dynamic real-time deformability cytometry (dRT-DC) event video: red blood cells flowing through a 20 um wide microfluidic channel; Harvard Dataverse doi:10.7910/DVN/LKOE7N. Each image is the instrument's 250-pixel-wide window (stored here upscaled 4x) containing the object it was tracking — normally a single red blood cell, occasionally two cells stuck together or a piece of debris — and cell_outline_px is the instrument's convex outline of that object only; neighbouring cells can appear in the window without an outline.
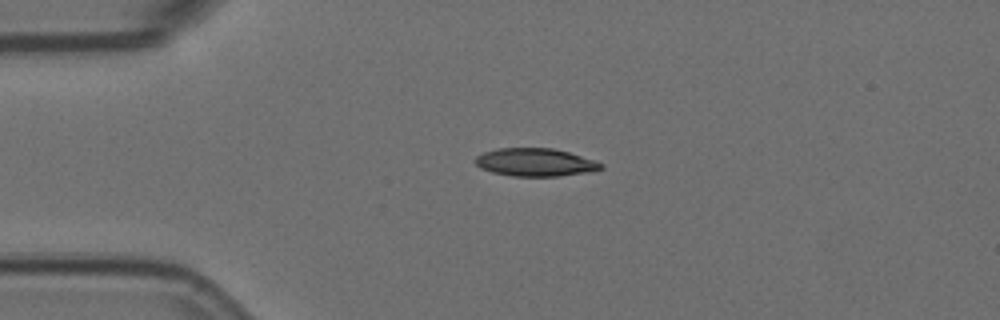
{"species": "Egyptian fruit bat (a non-hibernating species)", "species_latin": "Rousettus aegyptiacus", "temperature_condition": "room temperature", "stored_images_in_passage": 44, "camera_frame_rate_fps": 3000, "um_per_image_px": 0.085, "animal": {"sex": "female"}, "frame": {"image": 1, "passage_image": 1, "time_ms": 0.0, "image_size_px": [1000, 320], "cell_outline_px": [[604, 168], [588, 172], [560, 176], [512, 176], [492, 172], [480, 168], [476, 164], [476, 156], [484, 152], [496, 148], [552, 148], [568, 152], [596, 160], [604, 164]], "centroid_in_image_um": [45.52, 13.79], "position_along_channel_um": 39.5, "area_um2": 20.52}}
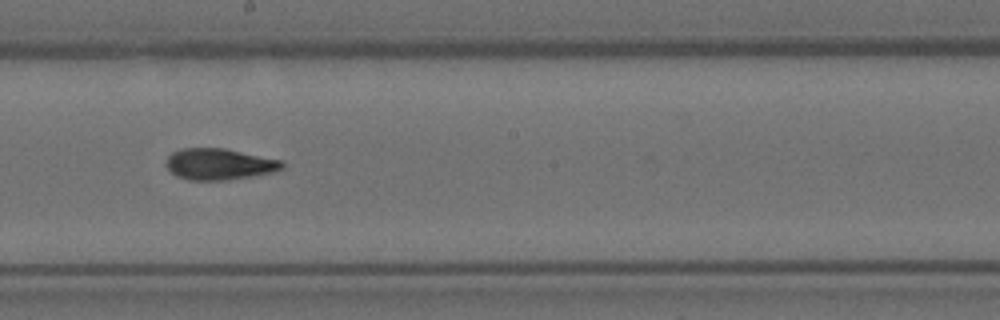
{"frame": {"image": 2, "passage_image": 19, "time_ms": 6.0, "image_size_px": [1000, 320], "cell_outline_px": [[284, 168], [272, 172], [252, 176], [228, 180], [188, 180], [176, 176], [164, 164], [168, 156], [172, 152], [184, 148], [224, 148], [284, 160]], "centroid_in_image_um": [18.65, 13.95], "position_along_channel_um": 229.6, "area_um2": 21.33}}
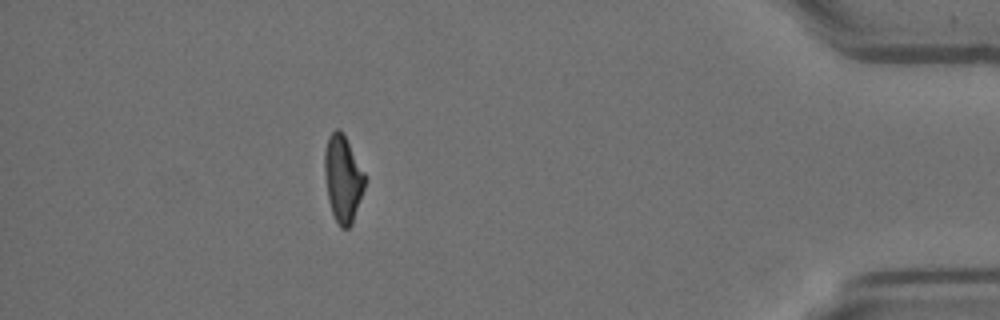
{"frame": {"image": 3, "passage_image": 38, "time_ms": 12.333, "image_size_px": [1000, 320], "cell_outline_px": [[364, 188], [352, 224], [348, 228], [340, 228], [332, 212], [328, 200], [324, 172], [324, 152], [328, 136], [336, 128], [340, 128], [344, 132], [364, 172]], "centroid_in_image_um": [29.13, 15.14], "position_along_channel_um": 406.1, "area_um2": 20.4}, "authors_computed_cell_mechanics": {"area_um2": 20.7213, "velocity_mm_per_s": 3.6057, "shape_relaxation_time_tau1_ms": 8.9523, "shape_relaxation_time_tau2_ms": 2.5896, "deformation_change_tau1": 0.2668, "deformation_change_tau2": 0.1003}}